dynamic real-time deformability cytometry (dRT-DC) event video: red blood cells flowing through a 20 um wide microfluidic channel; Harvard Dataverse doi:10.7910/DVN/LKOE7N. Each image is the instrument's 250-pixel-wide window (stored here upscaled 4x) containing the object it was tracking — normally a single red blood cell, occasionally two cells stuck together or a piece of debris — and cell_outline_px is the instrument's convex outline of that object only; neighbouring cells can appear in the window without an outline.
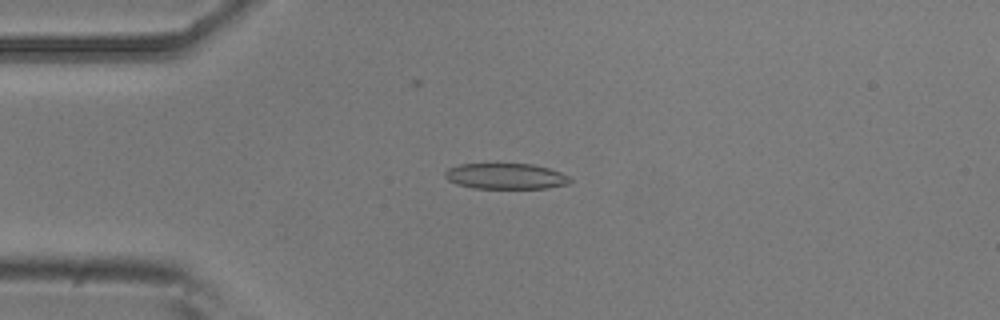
{"species": "common noctule bat (a hibernating species)", "species_latin": "Nyctalus noctula", "temperature_condition": "room temperature", "stored_images_in_passage": 4, "camera_frame_rate_fps": 3000, "um_per_image_px": 0.085, "animal": {"sex": "male", "body_mass_g": 20.5, "forearm_length_mm": 52.5}, "frame": {"image": 1, "passage_image": 4, "time_ms": 1.0, "image_size_px": [1000, 320], "cell_outline_px": [[572, 180], [568, 184], [548, 188], [476, 188], [456, 184], [448, 180], [444, 176], [444, 172], [448, 168], [460, 164], [532, 164], [548, 168], [560, 172], [568, 176]], "centroid_in_image_um": [42.98, 14.98], "position_along_channel_um": 42.0, "area_um2": 18.73}}